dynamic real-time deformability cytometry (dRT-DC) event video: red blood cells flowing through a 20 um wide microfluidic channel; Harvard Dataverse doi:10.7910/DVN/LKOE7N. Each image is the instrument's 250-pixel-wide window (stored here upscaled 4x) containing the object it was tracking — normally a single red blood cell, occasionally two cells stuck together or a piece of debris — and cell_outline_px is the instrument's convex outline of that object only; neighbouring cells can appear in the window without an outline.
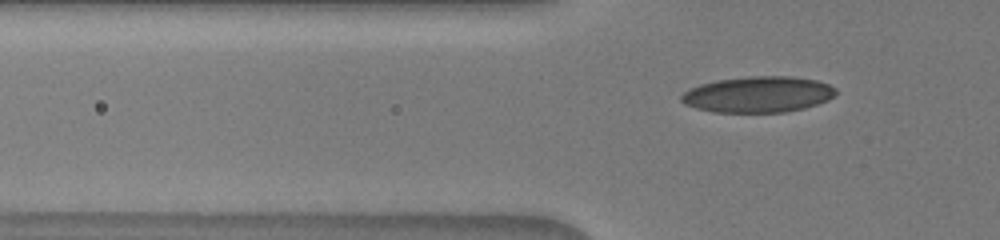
{"species": "human", "species_latin": "Homo sapiens", "temperature_condition": "warm", "stored_images_in_passage": 7, "segment_of_instrument_passage": [2, 2], "camera_frame_rate_fps": 3000, "um_per_image_px": 0.085, "donor": {"sex": "male"}, "frame": {"image": 1, "passage_image": 7, "time_ms": 5.333, "image_size_px": [1000, 240], "cell_outline_px": [[836, 92], [828, 100], [804, 108], [784, 112], [712, 112], [696, 108], [684, 104], [680, 100], [680, 96], [688, 88], [700, 84], [716, 80], [748, 76], [792, 76], [816, 80], [828, 84], [836, 88]], "centroid_in_image_um": [64.4, 8.02], "position_along_channel_um": 61.4, "area_um2": 32.54}}